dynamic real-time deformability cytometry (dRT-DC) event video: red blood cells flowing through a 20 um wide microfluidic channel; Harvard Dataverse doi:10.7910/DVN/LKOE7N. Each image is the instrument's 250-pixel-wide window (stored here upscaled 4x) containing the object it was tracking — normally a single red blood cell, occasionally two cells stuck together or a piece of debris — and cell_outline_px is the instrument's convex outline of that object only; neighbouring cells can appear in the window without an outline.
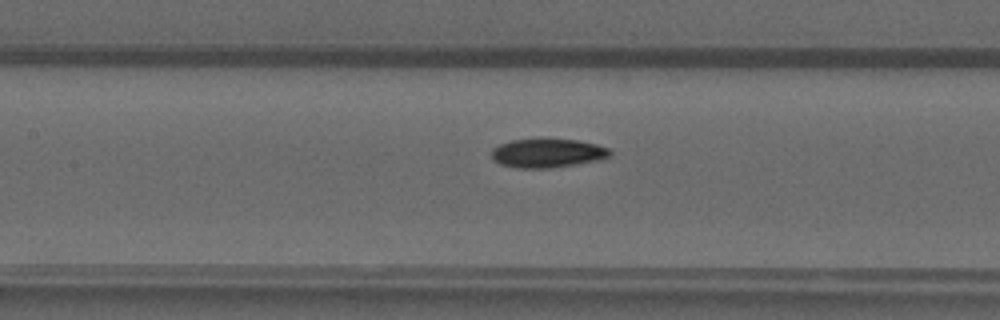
{"species": "common noctule bat (a hibernating species)", "species_latin": "Nyctalus noctula", "temperature_condition": "warm", "stored_images_in_passage": 26, "camera_frame_rate_fps": 3000, "um_per_image_px": 0.085, "animal": {"sex": "male", "forearm_length_mm": 52.5}, "frame": {"image": 1, "passage_image": 18, "time_ms": 5.667, "image_size_px": [1000, 320], "cell_outline_px": [[612, 156], [604, 160], [552, 168], [516, 168], [500, 164], [492, 156], [492, 148], [500, 144], [512, 140], [576, 140], [596, 144], [608, 148], [612, 152]], "centroid_in_image_um": [46.61, 13.04], "position_along_channel_um": 160.8, "area_um2": 19.88}}
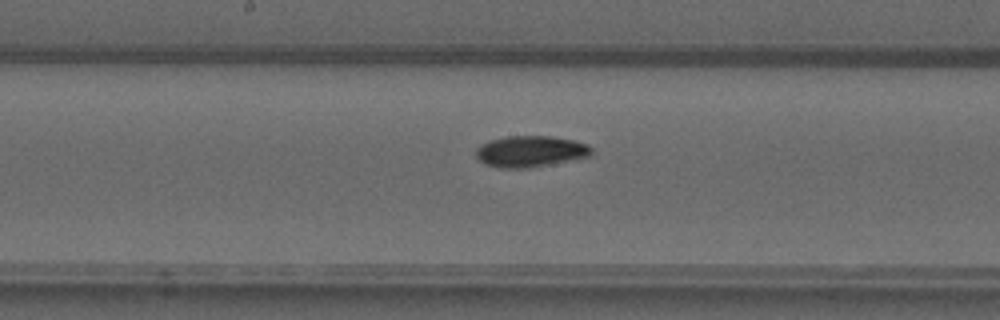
{"frame": {"image": 2, "passage_image": 21, "time_ms": 6.667, "image_size_px": [1000, 320], "cell_outline_px": [[592, 156], [552, 164], [528, 168], [500, 168], [484, 164], [476, 156], [476, 148], [480, 144], [492, 140], [508, 136], [552, 136], [572, 140], [588, 144], [592, 148]], "centroid_in_image_um": [45.1, 12.87], "position_along_channel_um": 203.1, "area_um2": 21.15}}
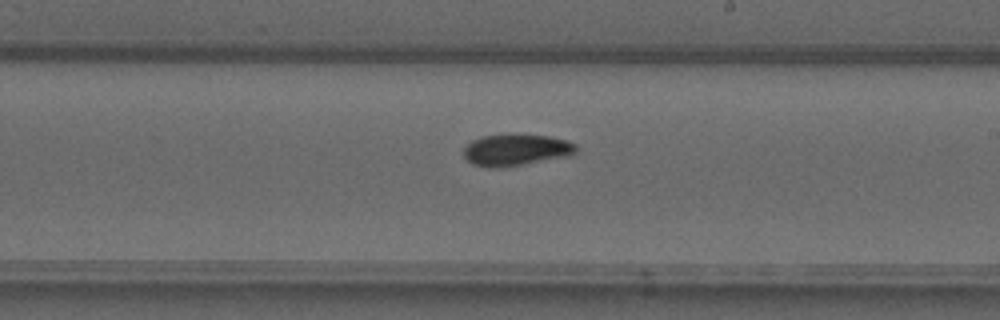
{"frame": {"image": 3, "passage_image": 24, "time_ms": 7.667, "image_size_px": [1000, 320], "cell_outline_px": [[576, 152], [572, 156], [520, 164], [492, 168], [472, 164], [464, 156], [464, 148], [472, 140], [480, 136], [548, 136], [568, 140], [576, 144]], "centroid_in_image_um": [43.89, 12.76], "position_along_channel_um": 245.1, "area_um2": 20.11}}